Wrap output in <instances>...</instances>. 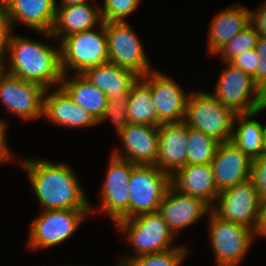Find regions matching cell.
<instances>
[{
  "label": "cell",
  "instance_id": "obj_20",
  "mask_svg": "<svg viewBox=\"0 0 266 266\" xmlns=\"http://www.w3.org/2000/svg\"><path fill=\"white\" fill-rule=\"evenodd\" d=\"M102 22L100 5L97 2L94 5L84 3L57 7L56 19L51 33H37L44 34L47 39L60 41L65 36L93 29Z\"/></svg>",
  "mask_w": 266,
  "mask_h": 266
},
{
  "label": "cell",
  "instance_id": "obj_29",
  "mask_svg": "<svg viewBox=\"0 0 266 266\" xmlns=\"http://www.w3.org/2000/svg\"><path fill=\"white\" fill-rule=\"evenodd\" d=\"M176 246L165 252L148 254L120 261L123 266H180L187 255L186 246Z\"/></svg>",
  "mask_w": 266,
  "mask_h": 266
},
{
  "label": "cell",
  "instance_id": "obj_33",
  "mask_svg": "<svg viewBox=\"0 0 266 266\" xmlns=\"http://www.w3.org/2000/svg\"><path fill=\"white\" fill-rule=\"evenodd\" d=\"M13 25L8 16L6 7L2 0H0V57L6 58L10 39L13 35Z\"/></svg>",
  "mask_w": 266,
  "mask_h": 266
},
{
  "label": "cell",
  "instance_id": "obj_30",
  "mask_svg": "<svg viewBox=\"0 0 266 266\" xmlns=\"http://www.w3.org/2000/svg\"><path fill=\"white\" fill-rule=\"evenodd\" d=\"M259 34L249 24L246 28L235 35L225 46L216 54L224 62L230 63L236 56L243 54L247 50L255 49Z\"/></svg>",
  "mask_w": 266,
  "mask_h": 266
},
{
  "label": "cell",
  "instance_id": "obj_19",
  "mask_svg": "<svg viewBox=\"0 0 266 266\" xmlns=\"http://www.w3.org/2000/svg\"><path fill=\"white\" fill-rule=\"evenodd\" d=\"M54 90L50 93V90L46 89L45 92L43 117L46 121L66 128H86L98 124V121L77 105L61 86Z\"/></svg>",
  "mask_w": 266,
  "mask_h": 266
},
{
  "label": "cell",
  "instance_id": "obj_11",
  "mask_svg": "<svg viewBox=\"0 0 266 266\" xmlns=\"http://www.w3.org/2000/svg\"><path fill=\"white\" fill-rule=\"evenodd\" d=\"M104 183L100 192L101 203L96 210L90 204L91 214L106 213L113 222L129 219L128 181L131 176L132 164L128 160L111 155Z\"/></svg>",
  "mask_w": 266,
  "mask_h": 266
},
{
  "label": "cell",
  "instance_id": "obj_27",
  "mask_svg": "<svg viewBox=\"0 0 266 266\" xmlns=\"http://www.w3.org/2000/svg\"><path fill=\"white\" fill-rule=\"evenodd\" d=\"M126 113L131 124L159 127V118L150 88L140 78L130 88Z\"/></svg>",
  "mask_w": 266,
  "mask_h": 266
},
{
  "label": "cell",
  "instance_id": "obj_24",
  "mask_svg": "<svg viewBox=\"0 0 266 266\" xmlns=\"http://www.w3.org/2000/svg\"><path fill=\"white\" fill-rule=\"evenodd\" d=\"M82 75L103 91L107 98H118L123 94H129L131 86L139 78L132 70L111 62L90 67Z\"/></svg>",
  "mask_w": 266,
  "mask_h": 266
},
{
  "label": "cell",
  "instance_id": "obj_38",
  "mask_svg": "<svg viewBox=\"0 0 266 266\" xmlns=\"http://www.w3.org/2000/svg\"><path fill=\"white\" fill-rule=\"evenodd\" d=\"M6 122L3 119H0V163H4L10 160H14L12 151L10 150L9 146L7 145V138H6Z\"/></svg>",
  "mask_w": 266,
  "mask_h": 266
},
{
  "label": "cell",
  "instance_id": "obj_25",
  "mask_svg": "<svg viewBox=\"0 0 266 266\" xmlns=\"http://www.w3.org/2000/svg\"><path fill=\"white\" fill-rule=\"evenodd\" d=\"M68 78L63 75L60 86L68 93L72 100L88 111L97 121L103 116L107 105L106 94L87 80L82 74H74Z\"/></svg>",
  "mask_w": 266,
  "mask_h": 266
},
{
  "label": "cell",
  "instance_id": "obj_36",
  "mask_svg": "<svg viewBox=\"0 0 266 266\" xmlns=\"http://www.w3.org/2000/svg\"><path fill=\"white\" fill-rule=\"evenodd\" d=\"M255 50L258 61L256 73L252 78L257 86L259 83L266 80V36H259Z\"/></svg>",
  "mask_w": 266,
  "mask_h": 266
},
{
  "label": "cell",
  "instance_id": "obj_17",
  "mask_svg": "<svg viewBox=\"0 0 266 266\" xmlns=\"http://www.w3.org/2000/svg\"><path fill=\"white\" fill-rule=\"evenodd\" d=\"M252 161L232 141L220 142L211 162L218 191L249 180Z\"/></svg>",
  "mask_w": 266,
  "mask_h": 266
},
{
  "label": "cell",
  "instance_id": "obj_21",
  "mask_svg": "<svg viewBox=\"0 0 266 266\" xmlns=\"http://www.w3.org/2000/svg\"><path fill=\"white\" fill-rule=\"evenodd\" d=\"M12 25L20 23L36 32L51 33L57 11L56 0H2Z\"/></svg>",
  "mask_w": 266,
  "mask_h": 266
},
{
  "label": "cell",
  "instance_id": "obj_23",
  "mask_svg": "<svg viewBox=\"0 0 266 266\" xmlns=\"http://www.w3.org/2000/svg\"><path fill=\"white\" fill-rule=\"evenodd\" d=\"M250 24L248 8L231 5L211 19L208 34V54L215 55L241 30Z\"/></svg>",
  "mask_w": 266,
  "mask_h": 266
},
{
  "label": "cell",
  "instance_id": "obj_12",
  "mask_svg": "<svg viewBox=\"0 0 266 266\" xmlns=\"http://www.w3.org/2000/svg\"><path fill=\"white\" fill-rule=\"evenodd\" d=\"M45 92L43 86L7 72L0 81V104L17 117L34 121L43 117Z\"/></svg>",
  "mask_w": 266,
  "mask_h": 266
},
{
  "label": "cell",
  "instance_id": "obj_4",
  "mask_svg": "<svg viewBox=\"0 0 266 266\" xmlns=\"http://www.w3.org/2000/svg\"><path fill=\"white\" fill-rule=\"evenodd\" d=\"M99 28V31L93 28L65 36L57 42L64 74L72 71L82 74L90 67L109 62L105 22Z\"/></svg>",
  "mask_w": 266,
  "mask_h": 266
},
{
  "label": "cell",
  "instance_id": "obj_22",
  "mask_svg": "<svg viewBox=\"0 0 266 266\" xmlns=\"http://www.w3.org/2000/svg\"><path fill=\"white\" fill-rule=\"evenodd\" d=\"M171 185L183 194L202 199L211 208L220 193L211 164L183 166L171 177Z\"/></svg>",
  "mask_w": 266,
  "mask_h": 266
},
{
  "label": "cell",
  "instance_id": "obj_31",
  "mask_svg": "<svg viewBox=\"0 0 266 266\" xmlns=\"http://www.w3.org/2000/svg\"><path fill=\"white\" fill-rule=\"evenodd\" d=\"M128 94H123L118 98H107L106 109L103 116L98 121L102 123L110 119L114 124L116 134H120L123 129L129 124L127 116Z\"/></svg>",
  "mask_w": 266,
  "mask_h": 266
},
{
  "label": "cell",
  "instance_id": "obj_1",
  "mask_svg": "<svg viewBox=\"0 0 266 266\" xmlns=\"http://www.w3.org/2000/svg\"><path fill=\"white\" fill-rule=\"evenodd\" d=\"M22 160L42 210H90L91 203L70 165L46 159Z\"/></svg>",
  "mask_w": 266,
  "mask_h": 266
},
{
  "label": "cell",
  "instance_id": "obj_32",
  "mask_svg": "<svg viewBox=\"0 0 266 266\" xmlns=\"http://www.w3.org/2000/svg\"><path fill=\"white\" fill-rule=\"evenodd\" d=\"M142 0H104L100 5L103 22H126L127 16L134 12Z\"/></svg>",
  "mask_w": 266,
  "mask_h": 266
},
{
  "label": "cell",
  "instance_id": "obj_34",
  "mask_svg": "<svg viewBox=\"0 0 266 266\" xmlns=\"http://www.w3.org/2000/svg\"><path fill=\"white\" fill-rule=\"evenodd\" d=\"M262 200L266 199V154L253 159L251 178Z\"/></svg>",
  "mask_w": 266,
  "mask_h": 266
},
{
  "label": "cell",
  "instance_id": "obj_18",
  "mask_svg": "<svg viewBox=\"0 0 266 266\" xmlns=\"http://www.w3.org/2000/svg\"><path fill=\"white\" fill-rule=\"evenodd\" d=\"M188 126L184 122L159 126V147L155 165L171 177L187 165Z\"/></svg>",
  "mask_w": 266,
  "mask_h": 266
},
{
  "label": "cell",
  "instance_id": "obj_3",
  "mask_svg": "<svg viewBox=\"0 0 266 266\" xmlns=\"http://www.w3.org/2000/svg\"><path fill=\"white\" fill-rule=\"evenodd\" d=\"M115 225L120 232L126 234L125 240L128 241L135 254L122 257L121 261L176 248L172 244L175 236L158 211L118 220Z\"/></svg>",
  "mask_w": 266,
  "mask_h": 266
},
{
  "label": "cell",
  "instance_id": "obj_6",
  "mask_svg": "<svg viewBox=\"0 0 266 266\" xmlns=\"http://www.w3.org/2000/svg\"><path fill=\"white\" fill-rule=\"evenodd\" d=\"M171 186V176L156 165H135L128 181L129 219L157 212Z\"/></svg>",
  "mask_w": 266,
  "mask_h": 266
},
{
  "label": "cell",
  "instance_id": "obj_14",
  "mask_svg": "<svg viewBox=\"0 0 266 266\" xmlns=\"http://www.w3.org/2000/svg\"><path fill=\"white\" fill-rule=\"evenodd\" d=\"M219 75L213 96L235 114L255 111L256 85L253 78L228 62Z\"/></svg>",
  "mask_w": 266,
  "mask_h": 266
},
{
  "label": "cell",
  "instance_id": "obj_44",
  "mask_svg": "<svg viewBox=\"0 0 266 266\" xmlns=\"http://www.w3.org/2000/svg\"><path fill=\"white\" fill-rule=\"evenodd\" d=\"M116 264H117L116 266H123L121 263H118V262Z\"/></svg>",
  "mask_w": 266,
  "mask_h": 266
},
{
  "label": "cell",
  "instance_id": "obj_9",
  "mask_svg": "<svg viewBox=\"0 0 266 266\" xmlns=\"http://www.w3.org/2000/svg\"><path fill=\"white\" fill-rule=\"evenodd\" d=\"M109 62L132 70L139 77L151 71L150 61L139 36L128 22H106Z\"/></svg>",
  "mask_w": 266,
  "mask_h": 266
},
{
  "label": "cell",
  "instance_id": "obj_28",
  "mask_svg": "<svg viewBox=\"0 0 266 266\" xmlns=\"http://www.w3.org/2000/svg\"><path fill=\"white\" fill-rule=\"evenodd\" d=\"M220 142L188 127L187 165L211 164Z\"/></svg>",
  "mask_w": 266,
  "mask_h": 266
},
{
  "label": "cell",
  "instance_id": "obj_37",
  "mask_svg": "<svg viewBox=\"0 0 266 266\" xmlns=\"http://www.w3.org/2000/svg\"><path fill=\"white\" fill-rule=\"evenodd\" d=\"M257 10L250 12V24L259 36H266V3H262Z\"/></svg>",
  "mask_w": 266,
  "mask_h": 266
},
{
  "label": "cell",
  "instance_id": "obj_2",
  "mask_svg": "<svg viewBox=\"0 0 266 266\" xmlns=\"http://www.w3.org/2000/svg\"><path fill=\"white\" fill-rule=\"evenodd\" d=\"M56 47L13 34L5 58L8 59L7 72L46 89H51L53 85L59 87L64 73L61 67L60 47Z\"/></svg>",
  "mask_w": 266,
  "mask_h": 266
},
{
  "label": "cell",
  "instance_id": "obj_16",
  "mask_svg": "<svg viewBox=\"0 0 266 266\" xmlns=\"http://www.w3.org/2000/svg\"><path fill=\"white\" fill-rule=\"evenodd\" d=\"M158 212L176 236L178 231L191 226L203 216H208L211 207L202 199L183 194L172 185L167 190Z\"/></svg>",
  "mask_w": 266,
  "mask_h": 266
},
{
  "label": "cell",
  "instance_id": "obj_41",
  "mask_svg": "<svg viewBox=\"0 0 266 266\" xmlns=\"http://www.w3.org/2000/svg\"><path fill=\"white\" fill-rule=\"evenodd\" d=\"M60 3L56 6L64 7L69 5H79V4L89 3V0H61Z\"/></svg>",
  "mask_w": 266,
  "mask_h": 266
},
{
  "label": "cell",
  "instance_id": "obj_7",
  "mask_svg": "<svg viewBox=\"0 0 266 266\" xmlns=\"http://www.w3.org/2000/svg\"><path fill=\"white\" fill-rule=\"evenodd\" d=\"M209 238L216 266H238L252 247L254 231L225 221L212 211L208 214Z\"/></svg>",
  "mask_w": 266,
  "mask_h": 266
},
{
  "label": "cell",
  "instance_id": "obj_43",
  "mask_svg": "<svg viewBox=\"0 0 266 266\" xmlns=\"http://www.w3.org/2000/svg\"><path fill=\"white\" fill-rule=\"evenodd\" d=\"M263 154H266V123L263 126Z\"/></svg>",
  "mask_w": 266,
  "mask_h": 266
},
{
  "label": "cell",
  "instance_id": "obj_10",
  "mask_svg": "<svg viewBox=\"0 0 266 266\" xmlns=\"http://www.w3.org/2000/svg\"><path fill=\"white\" fill-rule=\"evenodd\" d=\"M211 211L225 221L255 230L262 199L251 179L221 191Z\"/></svg>",
  "mask_w": 266,
  "mask_h": 266
},
{
  "label": "cell",
  "instance_id": "obj_13",
  "mask_svg": "<svg viewBox=\"0 0 266 266\" xmlns=\"http://www.w3.org/2000/svg\"><path fill=\"white\" fill-rule=\"evenodd\" d=\"M149 88L159 118V126L163 123L183 122L186 105L190 93L182 89L167 74L151 70L139 77Z\"/></svg>",
  "mask_w": 266,
  "mask_h": 266
},
{
  "label": "cell",
  "instance_id": "obj_40",
  "mask_svg": "<svg viewBox=\"0 0 266 266\" xmlns=\"http://www.w3.org/2000/svg\"><path fill=\"white\" fill-rule=\"evenodd\" d=\"M254 235L255 238L259 235H261L260 237L262 236L266 237V199L262 200L261 202L259 219L256 229L254 230Z\"/></svg>",
  "mask_w": 266,
  "mask_h": 266
},
{
  "label": "cell",
  "instance_id": "obj_8",
  "mask_svg": "<svg viewBox=\"0 0 266 266\" xmlns=\"http://www.w3.org/2000/svg\"><path fill=\"white\" fill-rule=\"evenodd\" d=\"M91 215V210H42L30 225L27 246L45 249L66 241Z\"/></svg>",
  "mask_w": 266,
  "mask_h": 266
},
{
  "label": "cell",
  "instance_id": "obj_35",
  "mask_svg": "<svg viewBox=\"0 0 266 266\" xmlns=\"http://www.w3.org/2000/svg\"><path fill=\"white\" fill-rule=\"evenodd\" d=\"M258 56L256 50H247L243 54L236 56L230 64L234 67L241 69L245 73L253 77L257 70Z\"/></svg>",
  "mask_w": 266,
  "mask_h": 266
},
{
  "label": "cell",
  "instance_id": "obj_42",
  "mask_svg": "<svg viewBox=\"0 0 266 266\" xmlns=\"http://www.w3.org/2000/svg\"><path fill=\"white\" fill-rule=\"evenodd\" d=\"M6 63V59L3 57H0V81L2 79V77L7 73V64Z\"/></svg>",
  "mask_w": 266,
  "mask_h": 266
},
{
  "label": "cell",
  "instance_id": "obj_5",
  "mask_svg": "<svg viewBox=\"0 0 266 266\" xmlns=\"http://www.w3.org/2000/svg\"><path fill=\"white\" fill-rule=\"evenodd\" d=\"M236 114L226 108L212 93L199 90L190 94L184 123L202 131L218 142L230 141Z\"/></svg>",
  "mask_w": 266,
  "mask_h": 266
},
{
  "label": "cell",
  "instance_id": "obj_39",
  "mask_svg": "<svg viewBox=\"0 0 266 266\" xmlns=\"http://www.w3.org/2000/svg\"><path fill=\"white\" fill-rule=\"evenodd\" d=\"M266 109V80L256 86L255 111L259 114Z\"/></svg>",
  "mask_w": 266,
  "mask_h": 266
},
{
  "label": "cell",
  "instance_id": "obj_26",
  "mask_svg": "<svg viewBox=\"0 0 266 266\" xmlns=\"http://www.w3.org/2000/svg\"><path fill=\"white\" fill-rule=\"evenodd\" d=\"M257 115L259 113L256 111L236 114L230 140L252 160L263 154V125L252 119Z\"/></svg>",
  "mask_w": 266,
  "mask_h": 266
},
{
  "label": "cell",
  "instance_id": "obj_15",
  "mask_svg": "<svg viewBox=\"0 0 266 266\" xmlns=\"http://www.w3.org/2000/svg\"><path fill=\"white\" fill-rule=\"evenodd\" d=\"M124 151L112 155L135 165H155L159 147V127L129 123L118 135Z\"/></svg>",
  "mask_w": 266,
  "mask_h": 266
}]
</instances>
